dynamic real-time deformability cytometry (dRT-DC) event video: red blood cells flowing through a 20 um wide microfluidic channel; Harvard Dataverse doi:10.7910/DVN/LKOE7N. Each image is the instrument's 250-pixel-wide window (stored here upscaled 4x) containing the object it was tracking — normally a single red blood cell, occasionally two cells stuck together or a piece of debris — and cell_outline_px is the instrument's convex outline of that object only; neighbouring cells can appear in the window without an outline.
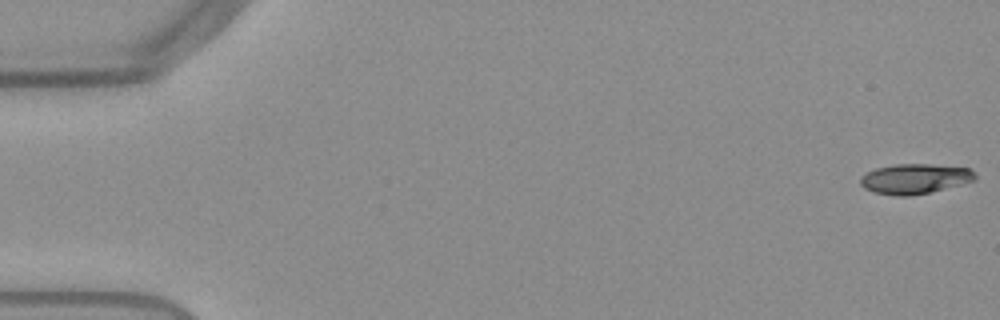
{"species": "Egyptian fruit bat (a non-hibernating species)", "species_latin": "Rousettus aegyptiacus", "temperature_condition": "warm", "stored_images_in_passage": 53, "camera_frame_rate_fps": 3000, "um_per_image_px": 0.085, "frame": {"image": 1, "passage_image": 1, "time_ms": 0.0, "image_size_px": [1000, 320], "cell_outline_px": [[976, 180], [928, 192], [908, 196], [896, 196], [876, 192], [864, 188], [860, 184], [860, 176], [876, 168], [896, 164], [928, 164], [968, 168], [976, 172]], "centroid_in_image_um": [77.75, 15.19], "position_along_channel_um": 7.3, "area_um2": 19.83}}
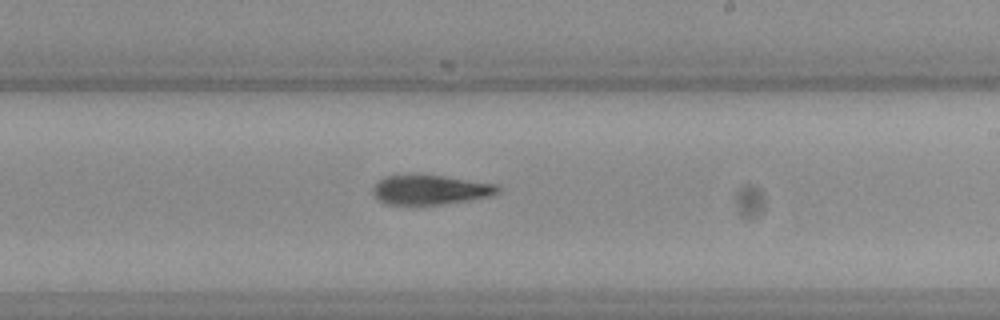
{"frame": {"image": 2, "passage_image": 32, "time_ms": 10.333, "image_size_px": [1000, 320], "cell_outline_px": [[500, 192], [492, 196], [468, 200], [440, 204], [388, 204], [376, 200], [372, 192], [372, 188], [376, 180], [384, 176], [444, 176], [496, 184], [500, 188]], "centroid_in_image_um": [36.55, 16.14], "position_along_channel_um": 252.5, "area_um2": 21.33}}
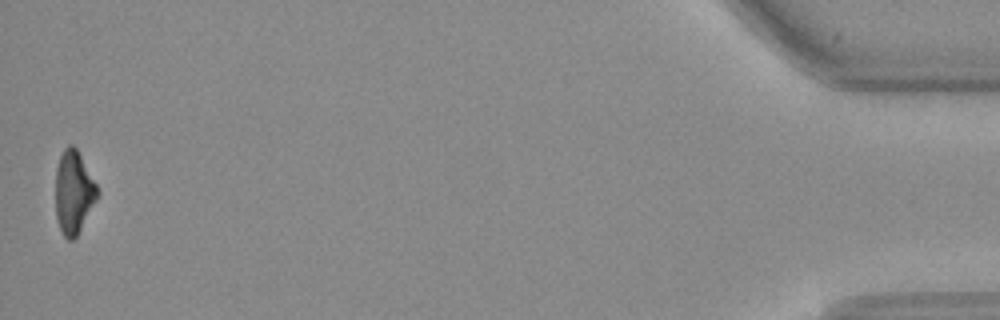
{"frame": {"image": 3, "passage_image": 53, "time_ms": 17.333, "image_size_px": [1000, 320], "cell_outline_px": [[100, 192], [96, 200], [76, 236], [72, 240], [68, 240], [64, 236], [56, 220], [56, 168], [60, 156], [64, 148], [68, 144], [72, 144], [76, 148], [96, 184]], "centroid_in_image_um": [6.25, 16.33], "position_along_channel_um": 429.0, "area_um2": 19.94}, "authors_computed_cell_mechanics": {"area_um2": 21.2704, "velocity_mm_per_s": 3.8474, "shape_relaxation_time_tau1_ms": 3.771, "shape_relaxation_time_tau2_ms": 9.1367, "deformation_change_tau1": 0.1527, "deformation_change_tau2": 0.224}}